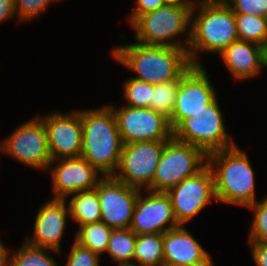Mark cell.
<instances>
[{
    "label": "cell",
    "mask_w": 267,
    "mask_h": 266,
    "mask_svg": "<svg viewBox=\"0 0 267 266\" xmlns=\"http://www.w3.org/2000/svg\"><path fill=\"white\" fill-rule=\"evenodd\" d=\"M112 49L113 58L137 74L133 78L153 85L178 80L192 66L187 50L181 48L134 42Z\"/></svg>",
    "instance_id": "obj_1"
},
{
    "label": "cell",
    "mask_w": 267,
    "mask_h": 266,
    "mask_svg": "<svg viewBox=\"0 0 267 266\" xmlns=\"http://www.w3.org/2000/svg\"><path fill=\"white\" fill-rule=\"evenodd\" d=\"M237 40L235 14L224 0H199L192 8L187 49L192 66H202L201 51L220 54Z\"/></svg>",
    "instance_id": "obj_2"
},
{
    "label": "cell",
    "mask_w": 267,
    "mask_h": 266,
    "mask_svg": "<svg viewBox=\"0 0 267 266\" xmlns=\"http://www.w3.org/2000/svg\"><path fill=\"white\" fill-rule=\"evenodd\" d=\"M82 122V152L103 176H113L118 169L123 141L116 116L107 104L97 109L80 110Z\"/></svg>",
    "instance_id": "obj_3"
},
{
    "label": "cell",
    "mask_w": 267,
    "mask_h": 266,
    "mask_svg": "<svg viewBox=\"0 0 267 266\" xmlns=\"http://www.w3.org/2000/svg\"><path fill=\"white\" fill-rule=\"evenodd\" d=\"M207 166L213 174L216 202L247 208L257 201L255 171L237 145L208 153Z\"/></svg>",
    "instance_id": "obj_4"
},
{
    "label": "cell",
    "mask_w": 267,
    "mask_h": 266,
    "mask_svg": "<svg viewBox=\"0 0 267 266\" xmlns=\"http://www.w3.org/2000/svg\"><path fill=\"white\" fill-rule=\"evenodd\" d=\"M191 11L190 7L167 3L157 10L140 15L130 25L135 31V41L187 50L190 42ZM183 34L186 37L182 43L178 38Z\"/></svg>",
    "instance_id": "obj_5"
},
{
    "label": "cell",
    "mask_w": 267,
    "mask_h": 266,
    "mask_svg": "<svg viewBox=\"0 0 267 266\" xmlns=\"http://www.w3.org/2000/svg\"><path fill=\"white\" fill-rule=\"evenodd\" d=\"M219 103L216 97L203 110L185 118L173 130V137L201 148L206 154L236 146L227 133Z\"/></svg>",
    "instance_id": "obj_6"
},
{
    "label": "cell",
    "mask_w": 267,
    "mask_h": 266,
    "mask_svg": "<svg viewBox=\"0 0 267 266\" xmlns=\"http://www.w3.org/2000/svg\"><path fill=\"white\" fill-rule=\"evenodd\" d=\"M206 165L207 154L201 148L172 137L164 144L150 191L167 192L182 180L196 175Z\"/></svg>",
    "instance_id": "obj_7"
},
{
    "label": "cell",
    "mask_w": 267,
    "mask_h": 266,
    "mask_svg": "<svg viewBox=\"0 0 267 266\" xmlns=\"http://www.w3.org/2000/svg\"><path fill=\"white\" fill-rule=\"evenodd\" d=\"M166 141L168 140L124 144L120 163L113 177L130 187L151 190L153 176Z\"/></svg>",
    "instance_id": "obj_8"
},
{
    "label": "cell",
    "mask_w": 267,
    "mask_h": 266,
    "mask_svg": "<svg viewBox=\"0 0 267 266\" xmlns=\"http://www.w3.org/2000/svg\"><path fill=\"white\" fill-rule=\"evenodd\" d=\"M35 117L18 126L2 140L3 153L33 169L45 171L52 161L47 131L42 119Z\"/></svg>",
    "instance_id": "obj_9"
},
{
    "label": "cell",
    "mask_w": 267,
    "mask_h": 266,
    "mask_svg": "<svg viewBox=\"0 0 267 266\" xmlns=\"http://www.w3.org/2000/svg\"><path fill=\"white\" fill-rule=\"evenodd\" d=\"M109 106L114 111L124 144L142 141L169 140L173 130L169 118L151 108Z\"/></svg>",
    "instance_id": "obj_10"
},
{
    "label": "cell",
    "mask_w": 267,
    "mask_h": 266,
    "mask_svg": "<svg viewBox=\"0 0 267 266\" xmlns=\"http://www.w3.org/2000/svg\"><path fill=\"white\" fill-rule=\"evenodd\" d=\"M178 225H185L216 200L214 179L206 165L196 175L186 178L167 192Z\"/></svg>",
    "instance_id": "obj_11"
},
{
    "label": "cell",
    "mask_w": 267,
    "mask_h": 266,
    "mask_svg": "<svg viewBox=\"0 0 267 266\" xmlns=\"http://www.w3.org/2000/svg\"><path fill=\"white\" fill-rule=\"evenodd\" d=\"M97 192L101 221L112 230L129 229L140 189L105 176L98 183Z\"/></svg>",
    "instance_id": "obj_12"
},
{
    "label": "cell",
    "mask_w": 267,
    "mask_h": 266,
    "mask_svg": "<svg viewBox=\"0 0 267 266\" xmlns=\"http://www.w3.org/2000/svg\"><path fill=\"white\" fill-rule=\"evenodd\" d=\"M210 76L204 66H191L180 78L176 93L175 108L169 118L174 130L185 118L203 110L216 97L215 86L209 80Z\"/></svg>",
    "instance_id": "obj_13"
},
{
    "label": "cell",
    "mask_w": 267,
    "mask_h": 266,
    "mask_svg": "<svg viewBox=\"0 0 267 266\" xmlns=\"http://www.w3.org/2000/svg\"><path fill=\"white\" fill-rule=\"evenodd\" d=\"M40 118L47 131L51 160L80 157L82 152L80 110L71 113L53 111Z\"/></svg>",
    "instance_id": "obj_14"
},
{
    "label": "cell",
    "mask_w": 267,
    "mask_h": 266,
    "mask_svg": "<svg viewBox=\"0 0 267 266\" xmlns=\"http://www.w3.org/2000/svg\"><path fill=\"white\" fill-rule=\"evenodd\" d=\"M140 190L132 217L130 229L137 235L163 234L178 227L172 202L166 192Z\"/></svg>",
    "instance_id": "obj_15"
},
{
    "label": "cell",
    "mask_w": 267,
    "mask_h": 266,
    "mask_svg": "<svg viewBox=\"0 0 267 266\" xmlns=\"http://www.w3.org/2000/svg\"><path fill=\"white\" fill-rule=\"evenodd\" d=\"M48 169H51V185L55 193L52 198L65 199L79 191L96 188L105 177L82 157L52 160Z\"/></svg>",
    "instance_id": "obj_16"
},
{
    "label": "cell",
    "mask_w": 267,
    "mask_h": 266,
    "mask_svg": "<svg viewBox=\"0 0 267 266\" xmlns=\"http://www.w3.org/2000/svg\"><path fill=\"white\" fill-rule=\"evenodd\" d=\"M66 199L51 198L41 206L34 219L33 235L24 239L29 245L61 252L67 217H70Z\"/></svg>",
    "instance_id": "obj_17"
},
{
    "label": "cell",
    "mask_w": 267,
    "mask_h": 266,
    "mask_svg": "<svg viewBox=\"0 0 267 266\" xmlns=\"http://www.w3.org/2000/svg\"><path fill=\"white\" fill-rule=\"evenodd\" d=\"M163 252L164 266H189L210 255L185 225L163 233Z\"/></svg>",
    "instance_id": "obj_18"
},
{
    "label": "cell",
    "mask_w": 267,
    "mask_h": 266,
    "mask_svg": "<svg viewBox=\"0 0 267 266\" xmlns=\"http://www.w3.org/2000/svg\"><path fill=\"white\" fill-rule=\"evenodd\" d=\"M220 57L236 80L257 77L264 69V47L252 42H232Z\"/></svg>",
    "instance_id": "obj_19"
},
{
    "label": "cell",
    "mask_w": 267,
    "mask_h": 266,
    "mask_svg": "<svg viewBox=\"0 0 267 266\" xmlns=\"http://www.w3.org/2000/svg\"><path fill=\"white\" fill-rule=\"evenodd\" d=\"M70 196H72V198ZM65 199L68 203L67 206L70 218H72L71 220L75 221L79 226L101 221V208L99 205L97 187L90 190L79 191L67 196Z\"/></svg>",
    "instance_id": "obj_20"
},
{
    "label": "cell",
    "mask_w": 267,
    "mask_h": 266,
    "mask_svg": "<svg viewBox=\"0 0 267 266\" xmlns=\"http://www.w3.org/2000/svg\"><path fill=\"white\" fill-rule=\"evenodd\" d=\"M134 266H164L163 234L137 235Z\"/></svg>",
    "instance_id": "obj_21"
},
{
    "label": "cell",
    "mask_w": 267,
    "mask_h": 266,
    "mask_svg": "<svg viewBox=\"0 0 267 266\" xmlns=\"http://www.w3.org/2000/svg\"><path fill=\"white\" fill-rule=\"evenodd\" d=\"M136 238L130 228L112 230L106 253L119 266H134Z\"/></svg>",
    "instance_id": "obj_22"
},
{
    "label": "cell",
    "mask_w": 267,
    "mask_h": 266,
    "mask_svg": "<svg viewBox=\"0 0 267 266\" xmlns=\"http://www.w3.org/2000/svg\"><path fill=\"white\" fill-rule=\"evenodd\" d=\"M111 233L112 229L102 221L89 223L78 227L75 241L101 257L106 253Z\"/></svg>",
    "instance_id": "obj_23"
},
{
    "label": "cell",
    "mask_w": 267,
    "mask_h": 266,
    "mask_svg": "<svg viewBox=\"0 0 267 266\" xmlns=\"http://www.w3.org/2000/svg\"><path fill=\"white\" fill-rule=\"evenodd\" d=\"M238 39L260 46L267 44V18L249 14H235Z\"/></svg>",
    "instance_id": "obj_24"
},
{
    "label": "cell",
    "mask_w": 267,
    "mask_h": 266,
    "mask_svg": "<svg viewBox=\"0 0 267 266\" xmlns=\"http://www.w3.org/2000/svg\"><path fill=\"white\" fill-rule=\"evenodd\" d=\"M55 252L60 255L62 252L47 249L43 247H36L23 242L17 251L11 253V266H59L52 255Z\"/></svg>",
    "instance_id": "obj_25"
},
{
    "label": "cell",
    "mask_w": 267,
    "mask_h": 266,
    "mask_svg": "<svg viewBox=\"0 0 267 266\" xmlns=\"http://www.w3.org/2000/svg\"><path fill=\"white\" fill-rule=\"evenodd\" d=\"M125 106L150 108L154 85L136 78H127L123 83Z\"/></svg>",
    "instance_id": "obj_26"
},
{
    "label": "cell",
    "mask_w": 267,
    "mask_h": 266,
    "mask_svg": "<svg viewBox=\"0 0 267 266\" xmlns=\"http://www.w3.org/2000/svg\"><path fill=\"white\" fill-rule=\"evenodd\" d=\"M179 85L180 78L154 85L150 108L170 118L175 108L176 93Z\"/></svg>",
    "instance_id": "obj_27"
},
{
    "label": "cell",
    "mask_w": 267,
    "mask_h": 266,
    "mask_svg": "<svg viewBox=\"0 0 267 266\" xmlns=\"http://www.w3.org/2000/svg\"><path fill=\"white\" fill-rule=\"evenodd\" d=\"M247 208L252 209L254 213L247 242H267V197Z\"/></svg>",
    "instance_id": "obj_28"
},
{
    "label": "cell",
    "mask_w": 267,
    "mask_h": 266,
    "mask_svg": "<svg viewBox=\"0 0 267 266\" xmlns=\"http://www.w3.org/2000/svg\"><path fill=\"white\" fill-rule=\"evenodd\" d=\"M58 0H14L18 21L25 22L39 17L50 3Z\"/></svg>",
    "instance_id": "obj_29"
},
{
    "label": "cell",
    "mask_w": 267,
    "mask_h": 266,
    "mask_svg": "<svg viewBox=\"0 0 267 266\" xmlns=\"http://www.w3.org/2000/svg\"><path fill=\"white\" fill-rule=\"evenodd\" d=\"M65 266H100L99 255L74 240Z\"/></svg>",
    "instance_id": "obj_30"
},
{
    "label": "cell",
    "mask_w": 267,
    "mask_h": 266,
    "mask_svg": "<svg viewBox=\"0 0 267 266\" xmlns=\"http://www.w3.org/2000/svg\"><path fill=\"white\" fill-rule=\"evenodd\" d=\"M234 14H249L267 18V0H224Z\"/></svg>",
    "instance_id": "obj_31"
},
{
    "label": "cell",
    "mask_w": 267,
    "mask_h": 266,
    "mask_svg": "<svg viewBox=\"0 0 267 266\" xmlns=\"http://www.w3.org/2000/svg\"><path fill=\"white\" fill-rule=\"evenodd\" d=\"M136 6L128 18L129 25H131L140 15L157 10L167 3L165 0H135Z\"/></svg>",
    "instance_id": "obj_32"
},
{
    "label": "cell",
    "mask_w": 267,
    "mask_h": 266,
    "mask_svg": "<svg viewBox=\"0 0 267 266\" xmlns=\"http://www.w3.org/2000/svg\"><path fill=\"white\" fill-rule=\"evenodd\" d=\"M256 266H267V242H247Z\"/></svg>",
    "instance_id": "obj_33"
},
{
    "label": "cell",
    "mask_w": 267,
    "mask_h": 266,
    "mask_svg": "<svg viewBox=\"0 0 267 266\" xmlns=\"http://www.w3.org/2000/svg\"><path fill=\"white\" fill-rule=\"evenodd\" d=\"M16 16L14 0H0V23Z\"/></svg>",
    "instance_id": "obj_34"
},
{
    "label": "cell",
    "mask_w": 267,
    "mask_h": 266,
    "mask_svg": "<svg viewBox=\"0 0 267 266\" xmlns=\"http://www.w3.org/2000/svg\"><path fill=\"white\" fill-rule=\"evenodd\" d=\"M0 266H11L10 250L6 248L0 239Z\"/></svg>",
    "instance_id": "obj_35"
},
{
    "label": "cell",
    "mask_w": 267,
    "mask_h": 266,
    "mask_svg": "<svg viewBox=\"0 0 267 266\" xmlns=\"http://www.w3.org/2000/svg\"><path fill=\"white\" fill-rule=\"evenodd\" d=\"M166 3L180 4L191 9L198 3L199 0H165Z\"/></svg>",
    "instance_id": "obj_36"
},
{
    "label": "cell",
    "mask_w": 267,
    "mask_h": 266,
    "mask_svg": "<svg viewBox=\"0 0 267 266\" xmlns=\"http://www.w3.org/2000/svg\"><path fill=\"white\" fill-rule=\"evenodd\" d=\"M189 266H214V263L211 256L209 255L205 260Z\"/></svg>",
    "instance_id": "obj_37"
},
{
    "label": "cell",
    "mask_w": 267,
    "mask_h": 266,
    "mask_svg": "<svg viewBox=\"0 0 267 266\" xmlns=\"http://www.w3.org/2000/svg\"><path fill=\"white\" fill-rule=\"evenodd\" d=\"M264 69H267V44L264 46Z\"/></svg>",
    "instance_id": "obj_38"
},
{
    "label": "cell",
    "mask_w": 267,
    "mask_h": 266,
    "mask_svg": "<svg viewBox=\"0 0 267 266\" xmlns=\"http://www.w3.org/2000/svg\"><path fill=\"white\" fill-rule=\"evenodd\" d=\"M1 152L3 153L4 151H3V142L1 141L0 142V154H1Z\"/></svg>",
    "instance_id": "obj_39"
}]
</instances>
